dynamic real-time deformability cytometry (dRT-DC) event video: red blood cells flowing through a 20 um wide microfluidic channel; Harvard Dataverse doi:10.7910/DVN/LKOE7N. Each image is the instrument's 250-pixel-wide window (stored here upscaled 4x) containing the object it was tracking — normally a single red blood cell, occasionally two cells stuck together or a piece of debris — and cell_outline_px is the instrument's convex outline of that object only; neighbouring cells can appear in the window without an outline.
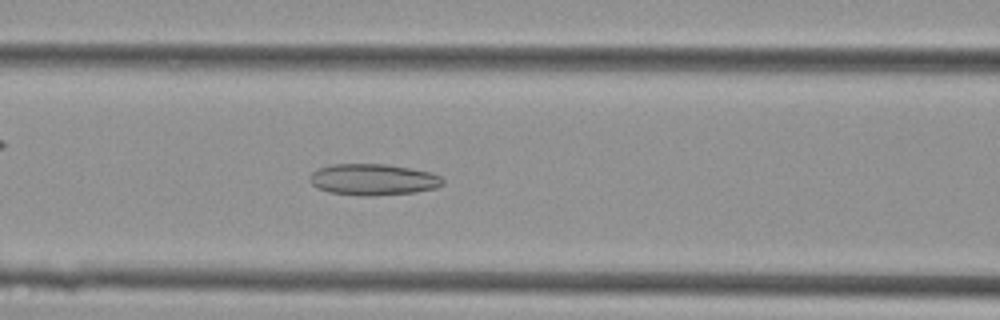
{"species": "Egyptian fruit bat (a non-hibernating species)", "species_latin": "Rousettus aegyptiacus", "temperature_condition": "cold", "stored_images_in_passage": 42, "camera_frame_rate_fps": 3000, "um_per_image_px": 0.085, "animal": {"sex": "female"}, "frame": {"image": 1, "passage_image": 17, "time_ms": 5.333, "image_size_px": [1000, 320], "cell_outline_px": [[444, 184], [436, 188], [416, 192], [372, 196], [360, 196], [328, 192], [316, 188], [308, 180], [312, 172], [320, 168], [332, 164], [384, 164], [432, 172], [440, 176], [444, 180]], "centroid_in_image_um": [31.71, 15.27], "position_along_channel_um": 134.9, "area_um2": 24.45}}
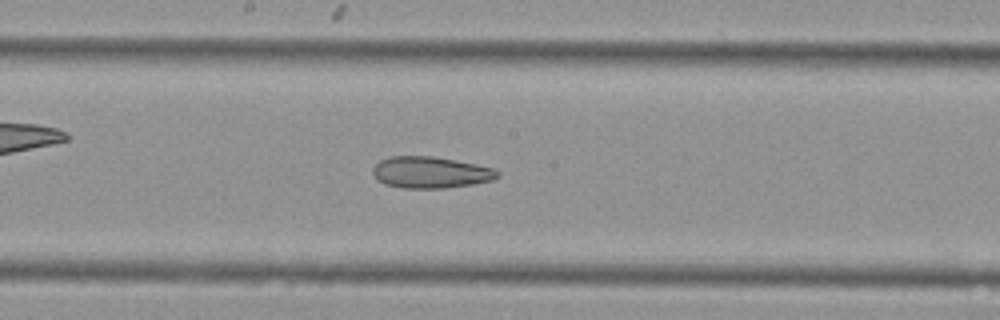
{"frame": {"image": 2, "passage_image": 22, "time_ms": 7.0, "image_size_px": [1000, 320], "cell_outline_px": [[500, 176], [492, 180], [472, 184], [444, 188], [404, 188], [384, 184], [376, 180], [372, 172], [372, 168], [380, 160], [388, 156], [432, 156], [456, 160], [476, 164], [492, 168], [500, 172]], "centroid_in_image_um": [36.57, 14.65], "position_along_channel_um": 211.6, "area_um2": 23.0}}
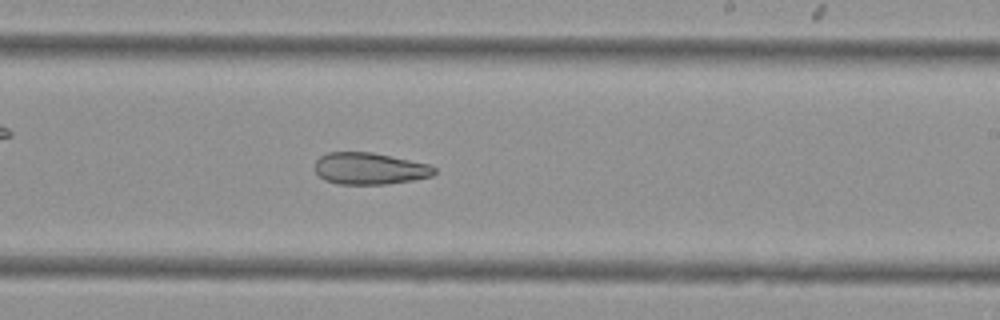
{"frame": {"image": 3, "passage_image": 25, "time_ms": 8.0, "image_size_px": [1000, 320], "cell_outline_px": [[436, 172], [432, 176], [412, 180], [388, 184], [340, 184], [324, 180], [316, 172], [316, 160], [320, 156], [328, 152], [372, 152], [428, 164], [436, 168]], "centroid_in_image_um": [31.42, 14.33], "position_along_channel_um": 257.6, "area_um2": 22.02}}